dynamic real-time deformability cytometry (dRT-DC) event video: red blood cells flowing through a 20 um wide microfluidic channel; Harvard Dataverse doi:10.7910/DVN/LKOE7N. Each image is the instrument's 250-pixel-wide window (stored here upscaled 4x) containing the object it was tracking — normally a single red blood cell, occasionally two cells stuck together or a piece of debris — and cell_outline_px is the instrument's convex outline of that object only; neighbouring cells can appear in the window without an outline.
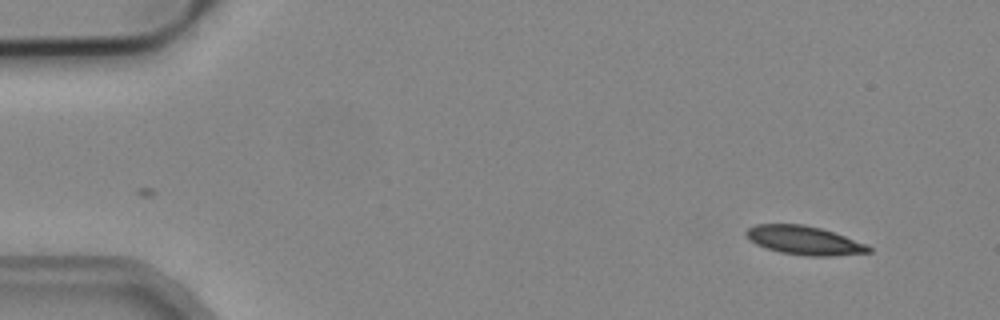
{"species": "common noctule bat (a hibernating species)", "species_latin": "Nyctalus noctula", "temperature_condition": "cold", "stored_images_in_passage": 3, "camera_frame_rate_fps": 3000, "um_per_image_px": 0.085, "animal": {"sex": "male", "body_mass_g": 19.2, "forearm_length_mm": 51.8}, "frame": {"image": 1, "passage_image": 3, "time_ms": 0.667, "image_size_px": [1000, 320], "cell_outline_px": [[872, 252], [832, 256], [808, 256], [780, 252], [756, 244], [748, 240], [744, 232], [748, 228], [756, 224], [804, 224], [820, 228], [844, 236], [864, 244], [872, 248]], "centroid_in_image_um": [68.32, 20.43], "position_along_channel_um": 16.7, "area_um2": 20.35}}